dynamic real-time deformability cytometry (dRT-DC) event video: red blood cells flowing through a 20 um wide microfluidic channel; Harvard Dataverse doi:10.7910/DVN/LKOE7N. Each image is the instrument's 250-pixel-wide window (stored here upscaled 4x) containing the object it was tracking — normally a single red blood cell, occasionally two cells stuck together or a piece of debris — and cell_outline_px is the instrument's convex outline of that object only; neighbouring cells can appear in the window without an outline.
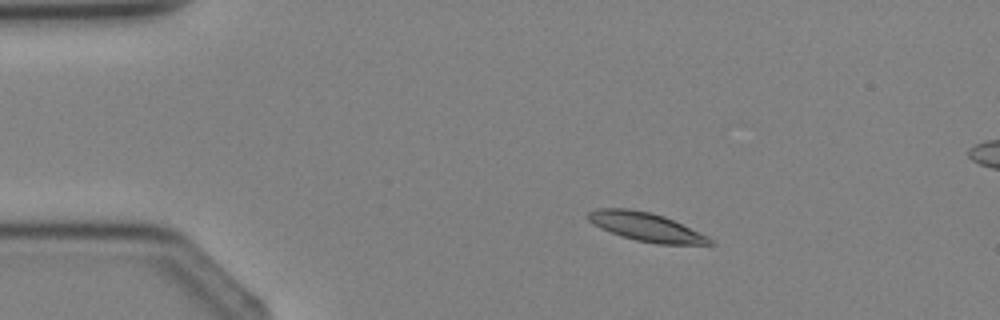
{"species": "Egyptian fruit bat (a non-hibernating species)", "species_latin": "Rousettus aegyptiacus", "temperature_condition": "cold", "stored_images_in_passage": 3, "camera_frame_rate_fps": 3000, "um_per_image_px": 0.085, "animal": {"sex": "female"}, "frame": {"image": 1, "passage_image": 1, "time_ms": 0.0, "image_size_px": [1000, 320], "cell_outline_px": [[716, 244], [656, 244], [636, 240], [600, 228], [592, 224], [588, 220], [588, 212], [596, 208], [628, 208], [648, 212], [664, 216], [708, 236]], "centroid_in_image_um": [54.89, 19.28], "position_along_channel_um": 30.1, "area_um2": 20.06}}